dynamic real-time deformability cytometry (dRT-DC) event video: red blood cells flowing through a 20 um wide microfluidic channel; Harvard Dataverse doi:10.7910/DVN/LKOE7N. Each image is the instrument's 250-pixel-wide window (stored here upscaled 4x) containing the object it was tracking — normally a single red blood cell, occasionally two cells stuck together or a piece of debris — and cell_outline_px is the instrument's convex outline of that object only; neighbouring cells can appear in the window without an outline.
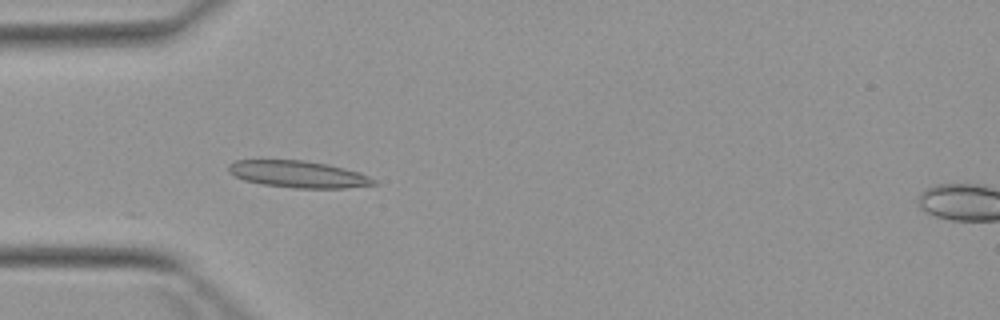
{"species": "Egyptian fruit bat (a non-hibernating species)", "species_latin": "Rousettus aegyptiacus", "temperature_condition": "warm", "stored_images_in_passage": 5, "camera_frame_rate_fps": 3000, "um_per_image_px": 0.085, "animal": {"sex": "female"}, "frame": {"image": 1, "passage_image": 4, "time_ms": 3.667, "image_size_px": [1000, 320], "cell_outline_px": [[376, 184], [344, 188], [292, 188], [264, 184], [244, 180], [228, 172], [228, 164], [236, 160], [304, 160], [328, 164], [360, 172], [376, 180]], "centroid_in_image_um": [25.35, 14.8], "position_along_channel_um": 59.7, "area_um2": 22.66}}
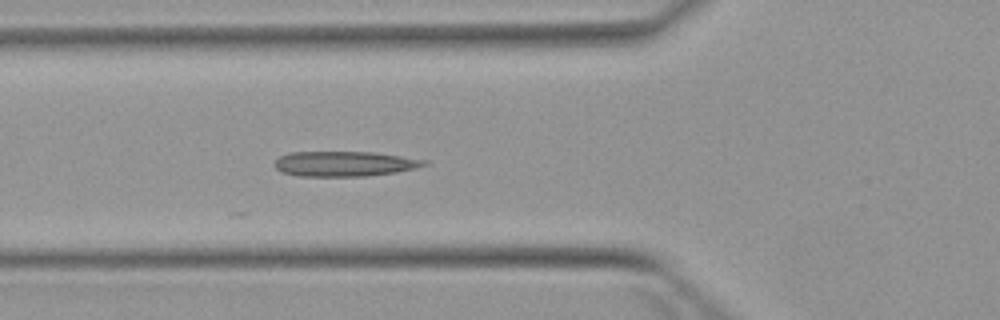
{"frame": {"image": 2, "passage_image": 5, "time_ms": 4.667, "image_size_px": [1000, 320], "cell_outline_px": [[428, 164], [416, 168], [396, 172], [364, 176], [300, 176], [280, 172], [272, 164], [280, 156], [288, 152], [372, 152], [428, 160]], "centroid_in_image_um": [29.25, 13.92], "position_along_channel_um": 96.6, "area_um2": 21.91}}